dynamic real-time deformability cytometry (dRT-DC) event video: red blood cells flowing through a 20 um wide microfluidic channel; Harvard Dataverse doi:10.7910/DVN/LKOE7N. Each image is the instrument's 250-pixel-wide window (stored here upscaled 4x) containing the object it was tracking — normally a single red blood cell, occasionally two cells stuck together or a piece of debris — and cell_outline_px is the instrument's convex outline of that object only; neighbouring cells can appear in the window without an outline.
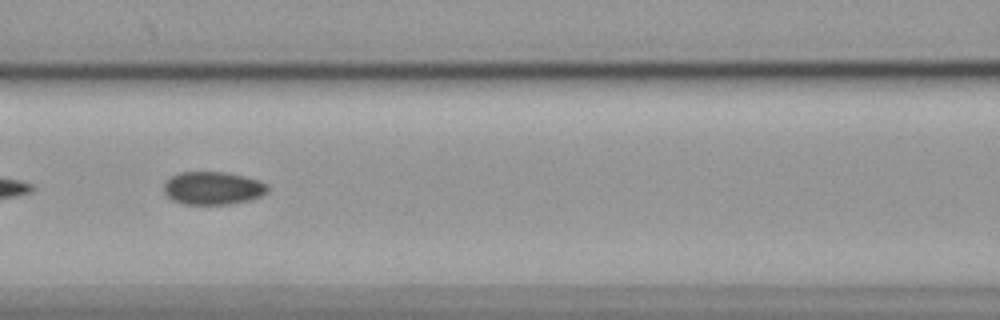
{"species": "common noctule bat (a hibernating species)", "species_latin": "Nyctalus noctula", "temperature_condition": "cold", "stored_images_in_passage": 52, "camera_frame_rate_fps": 3000, "um_per_image_px": 0.085, "animal": {"sex": "female", "body_mass_g": 19.9}, "frame": {"image": 1, "passage_image": 23, "time_ms": 7.333, "image_size_px": [1000, 320], "cell_outline_px": [[268, 192], [260, 196], [248, 200], [228, 204], [184, 204], [172, 200], [164, 192], [164, 180], [168, 176], [180, 172], [224, 172], [244, 176], [268, 184]], "centroid_in_image_um": [18.05, 15.98], "position_along_channel_um": 148.6, "area_um2": 20.0}}
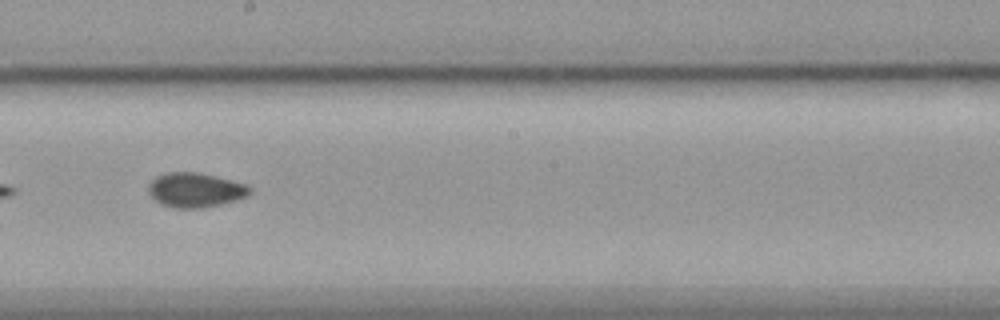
{"frame": {"image": 2, "passage_image": 30, "time_ms": 9.667, "image_size_px": [1000, 320], "cell_outline_px": [[252, 192], [248, 196], [236, 200], [204, 208], [172, 208], [156, 200], [148, 192], [148, 184], [156, 176], [168, 172], [196, 172], [216, 176], [248, 184], [252, 188]], "centroid_in_image_um": [16.64, 16.14], "position_along_channel_um": 231.6, "area_um2": 20.52}}
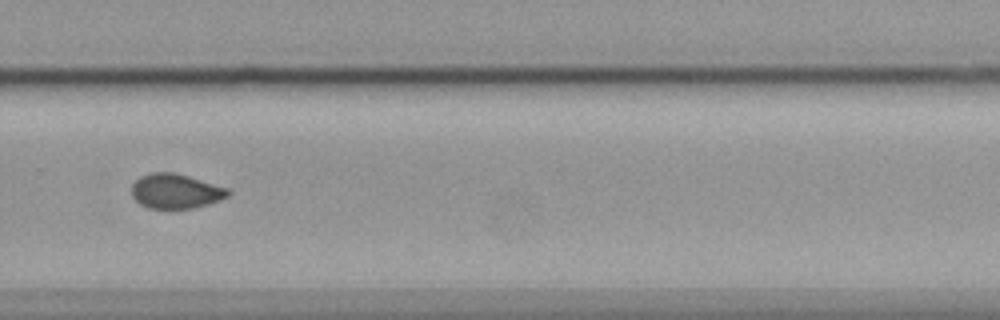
{"frame": {"image": 3, "passage_image": 37, "time_ms": 12.0, "image_size_px": [1000, 320], "cell_outline_px": [[232, 192], [228, 196], [220, 200], [208, 204], [192, 208], [148, 208], [140, 204], [132, 196], [132, 184], [140, 176], [148, 172], [172, 172], [188, 176], [228, 188]], "centroid_in_image_um": [14.92, 16.24], "position_along_channel_um": 314.9, "area_um2": 19.48}, "authors_computed_cell_mechanics": {"area_um2": 20.0855, "velocity_mm_per_s": 3.5795, "shape_relaxation_time_tau1_ms": null, "shape_relaxation_time_tau2_ms": 1.7561, "deformation_change_tau1": null, "deformation_change_tau2": 0.0604}}